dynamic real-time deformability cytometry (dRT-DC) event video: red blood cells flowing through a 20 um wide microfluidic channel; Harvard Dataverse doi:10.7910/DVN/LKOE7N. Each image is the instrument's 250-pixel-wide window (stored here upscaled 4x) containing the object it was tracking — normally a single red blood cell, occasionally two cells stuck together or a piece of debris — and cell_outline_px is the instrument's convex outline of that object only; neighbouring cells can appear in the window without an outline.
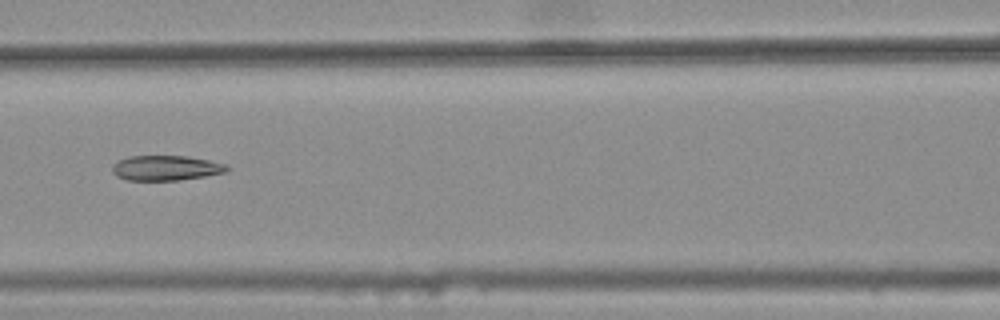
{"species": "common noctule bat (a hibernating species)", "species_latin": "Nyctalus noctula", "temperature_condition": "warm", "stored_images_in_passage": 7, "camera_frame_rate_fps": 3000, "um_per_image_px": 0.085, "animal": {"sex": "female", "body_mass_g": 25.1}, "frame": {"image": 1, "passage_image": 7, "time_ms": 2.0, "image_size_px": [1000, 320], "cell_outline_px": [[228, 168], [224, 172], [204, 176], [180, 180], [128, 180], [116, 176], [112, 172], [112, 164], [128, 156], [188, 156], [228, 164]], "centroid_in_image_um": [14.08, 14.27], "position_along_channel_um": 152.5, "area_um2": 16.65}}